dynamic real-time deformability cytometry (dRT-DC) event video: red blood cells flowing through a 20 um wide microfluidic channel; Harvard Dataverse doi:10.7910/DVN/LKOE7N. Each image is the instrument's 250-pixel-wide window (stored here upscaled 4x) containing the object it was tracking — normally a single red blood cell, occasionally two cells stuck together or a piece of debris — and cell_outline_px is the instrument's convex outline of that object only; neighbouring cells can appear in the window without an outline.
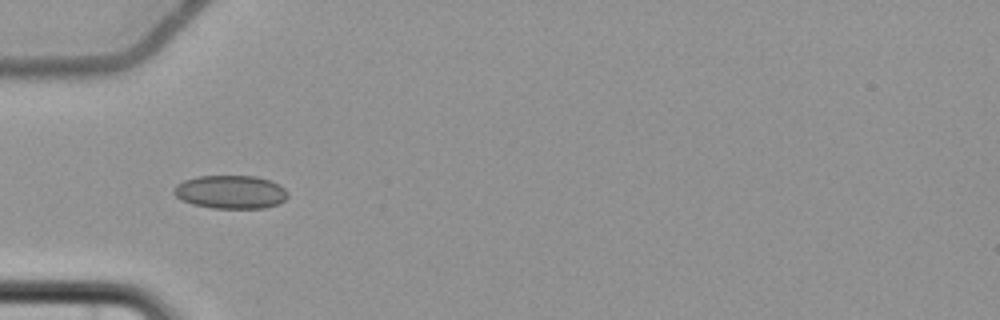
{"species": "common noctule bat (a hibernating species)", "species_latin": "Nyctalus noctula", "temperature_condition": "cold", "stored_images_in_passage": 3, "camera_frame_rate_fps": 3000, "um_per_image_px": 0.085, "animal": {"sex": "female", "body_mass_g": 22.7, "forearm_length_mm": 54.2}, "frame": {"image": 1, "passage_image": 2, "time_ms": 3.333, "image_size_px": [1000, 320], "cell_outline_px": [[288, 196], [284, 200], [276, 204], [264, 208], [212, 208], [192, 204], [180, 200], [172, 192], [176, 184], [184, 180], [196, 176], [256, 176], [280, 184], [288, 192]], "centroid_in_image_um": [19.57, 16.31], "position_along_channel_um": 65.4, "area_um2": 22.25}}
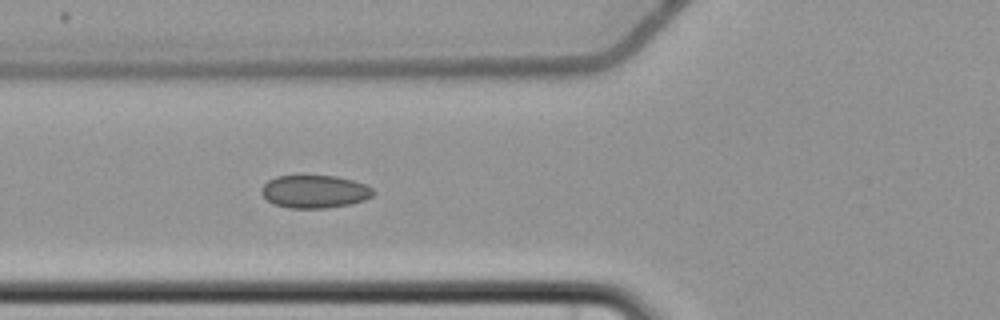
{"frame": {"image": 2, "passage_image": 3, "time_ms": 4.333, "image_size_px": [1000, 320], "cell_outline_px": [[372, 196], [364, 200], [348, 204], [324, 208], [288, 208], [272, 204], [260, 192], [260, 188], [268, 180], [276, 176], [336, 176], [352, 180], [364, 184], [372, 188]], "centroid_in_image_um": [26.69, 16.28], "position_along_channel_um": 99.1, "area_um2": 21.27}}